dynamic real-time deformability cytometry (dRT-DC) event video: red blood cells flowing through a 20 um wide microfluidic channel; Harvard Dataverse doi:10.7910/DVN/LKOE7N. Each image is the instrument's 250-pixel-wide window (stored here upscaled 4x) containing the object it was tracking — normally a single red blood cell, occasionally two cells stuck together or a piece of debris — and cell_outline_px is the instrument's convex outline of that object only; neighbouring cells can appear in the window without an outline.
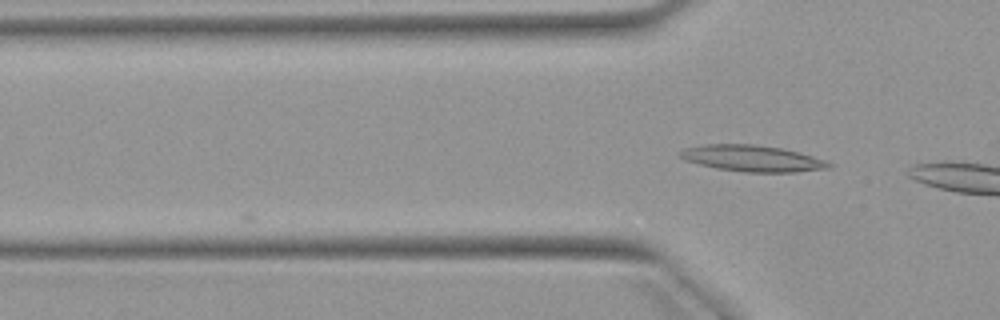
{"species": "Egyptian fruit bat (a non-hibernating species)", "species_latin": "Rousettus aegyptiacus", "temperature_condition": "warm", "stored_images_in_passage": 3, "camera_frame_rate_fps": 3000, "um_per_image_px": 0.085, "animal": {"sex": "female"}, "frame": {"image": 1, "passage_image": 3, "time_ms": 2.333, "image_size_px": [1000, 320], "cell_outline_px": [[832, 164], [828, 168], [796, 172], [744, 172], [716, 168], [684, 160], [676, 152], [684, 148], [704, 144], [752, 144], [780, 148], [812, 156], [824, 160]], "centroid_in_image_um": [63.87, 13.46], "position_along_channel_um": 61.9, "area_um2": 22.6}}